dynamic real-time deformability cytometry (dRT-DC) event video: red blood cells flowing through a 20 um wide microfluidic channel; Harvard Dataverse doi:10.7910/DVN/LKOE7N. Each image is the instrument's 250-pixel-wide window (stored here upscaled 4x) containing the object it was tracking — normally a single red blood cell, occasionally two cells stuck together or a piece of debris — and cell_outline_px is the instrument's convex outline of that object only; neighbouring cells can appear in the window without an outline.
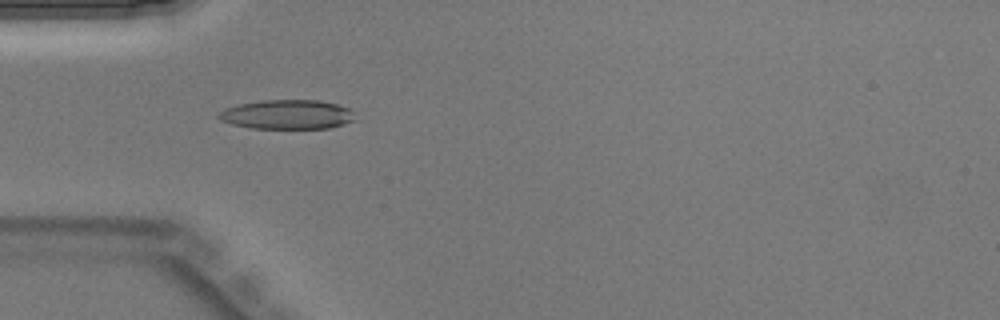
{"species": "Egyptian fruit bat (a non-hibernating species)", "species_latin": "Rousettus aegyptiacus", "temperature_condition": "warm", "stored_images_in_passage": 26, "camera_frame_rate_fps": 3000, "um_per_image_px": 0.085, "animal": {"sex": "male"}, "frame": {"image": 1, "passage_image": 1, "time_ms": 0.0, "image_size_px": [1000, 320], "cell_outline_px": [[352, 120], [344, 124], [328, 128], [252, 128], [232, 124], [220, 120], [216, 116], [224, 108], [236, 104], [260, 100], [320, 100], [336, 104], [348, 108], [352, 112]], "centroid_in_image_um": [24.34, 9.72], "position_along_channel_um": 60.7, "area_um2": 23.24}}
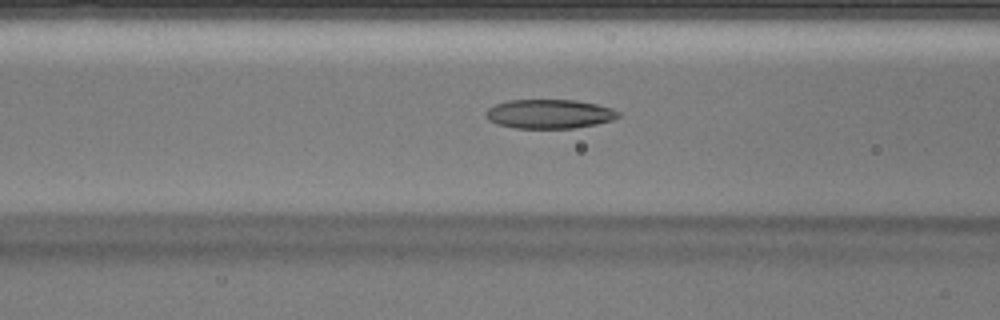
{"frame": {"image": 2, "passage_image": 5, "time_ms": 1.333, "image_size_px": [1000, 320], "cell_outline_px": [[620, 116], [612, 120], [596, 124], [572, 128], [516, 128], [496, 124], [488, 120], [484, 116], [484, 112], [488, 108], [496, 104], [508, 100], [576, 100], [596, 104], [612, 108], [620, 112]], "centroid_in_image_um": [46.67, 9.68], "position_along_channel_um": 119.9, "area_um2": 22.6}}